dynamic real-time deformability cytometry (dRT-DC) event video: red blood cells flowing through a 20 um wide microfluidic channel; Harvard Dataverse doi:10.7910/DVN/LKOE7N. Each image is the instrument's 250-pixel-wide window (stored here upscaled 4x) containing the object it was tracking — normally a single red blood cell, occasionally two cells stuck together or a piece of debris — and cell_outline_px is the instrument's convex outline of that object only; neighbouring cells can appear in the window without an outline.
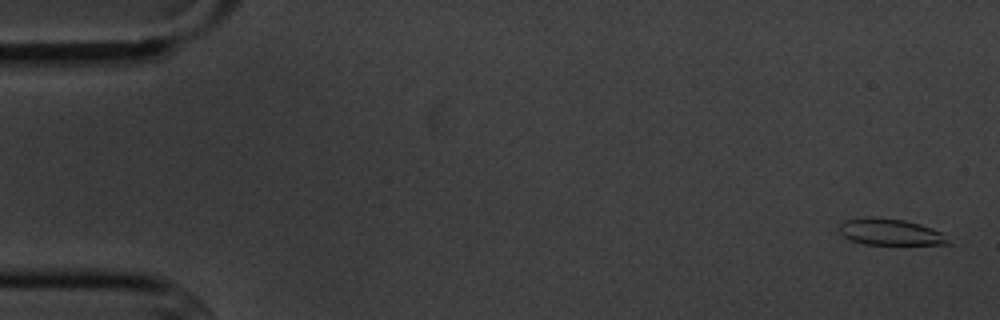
{"species": "common noctule bat (a hibernating species)", "species_latin": "Nyctalus noctula", "temperature_condition": "cold", "stored_images_in_passage": 5, "camera_frame_rate_fps": 3000, "um_per_image_px": 0.085, "animal": {"sex": "male", "body_mass_g": 20.1, "forearm_length_mm": 53.5}, "frame": {"image": 1, "passage_image": 1, "time_ms": 0.0, "image_size_px": [1000, 320], "cell_outline_px": [[952, 244], [864, 244], [852, 240], [844, 236], [840, 232], [840, 224], [844, 220], [864, 216], [876, 216], [904, 220], [920, 224], [932, 228], [940, 232]], "centroid_in_image_um": [75.63, 19.69], "position_along_channel_um": 9.4, "area_um2": 16.7}}